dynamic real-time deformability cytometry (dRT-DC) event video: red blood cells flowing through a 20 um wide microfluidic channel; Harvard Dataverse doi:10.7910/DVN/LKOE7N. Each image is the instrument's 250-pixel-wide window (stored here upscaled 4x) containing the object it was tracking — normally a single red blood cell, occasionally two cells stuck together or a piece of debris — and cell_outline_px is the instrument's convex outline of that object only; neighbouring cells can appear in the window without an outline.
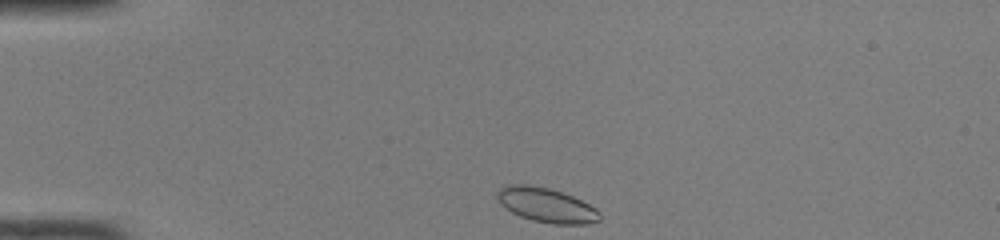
{"species": "common noctule bat (a hibernating species)", "species_latin": "Nyctalus noctula", "temperature_condition": "room temperature", "stored_images_in_passage": 39, "camera_frame_rate_fps": 3000, "um_per_image_px": 0.085, "animal": {"sex": "female", "body_mass_g": 22.0, "forearm_length_mm": 56.7}, "frame": {"image": 1, "passage_image": 1, "time_ms": 0.0, "image_size_px": [1000, 240], "cell_outline_px": [[600, 220], [588, 224], [552, 224], [532, 220], [520, 216], [504, 208], [500, 204], [496, 196], [496, 192], [504, 184], [528, 184], [548, 188], [572, 196], [596, 208], [600, 212]], "centroid_in_image_um": [46.4, 17.43], "position_along_channel_um": 38.6, "area_um2": 20.69}}
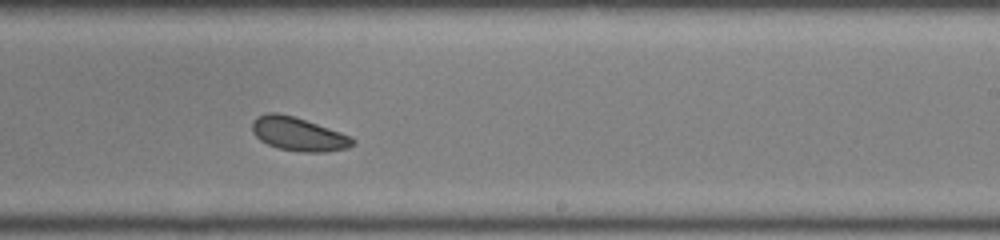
{"frame": {"image": 2, "passage_image": 21, "time_ms": 6.667, "image_size_px": [1000, 240], "cell_outline_px": [[356, 144], [348, 148], [328, 152], [300, 152], [280, 148], [268, 144], [260, 140], [252, 132], [252, 120], [256, 116], [268, 112], [276, 112], [292, 116], [352, 136], [356, 140]], "centroid_in_image_um": [25.37, 11.4], "position_along_channel_um": 263.6, "area_um2": 19.71}}
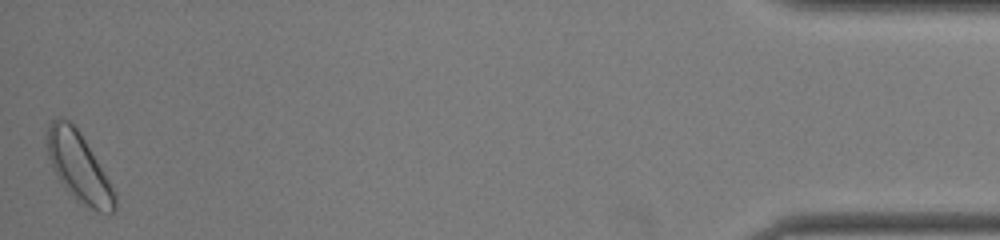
{"frame": {"image": 3, "passage_image": 39, "time_ms": 12.667, "image_size_px": [1000, 240], "cell_outline_px": [[116, 208], [112, 212], [100, 212], [76, 200], [64, 188], [48, 156], [44, 132], [48, 124], [56, 116], [60, 116], [68, 120], [80, 132], [108, 180], [116, 196]], "centroid_in_image_um": [6.64, 14.14], "position_along_channel_um": 428.6, "area_um2": 26.88}, "authors_computed_cell_mechanics": {"area_um2": 19.941, "velocity_mm_per_s": 4.0531, "shape_relaxation_time_tau1_ms": 1.1359, "shape_relaxation_time_tau2_ms": null, "deformation_change_tau1": 0.0601, "deformation_change_tau2": null}}